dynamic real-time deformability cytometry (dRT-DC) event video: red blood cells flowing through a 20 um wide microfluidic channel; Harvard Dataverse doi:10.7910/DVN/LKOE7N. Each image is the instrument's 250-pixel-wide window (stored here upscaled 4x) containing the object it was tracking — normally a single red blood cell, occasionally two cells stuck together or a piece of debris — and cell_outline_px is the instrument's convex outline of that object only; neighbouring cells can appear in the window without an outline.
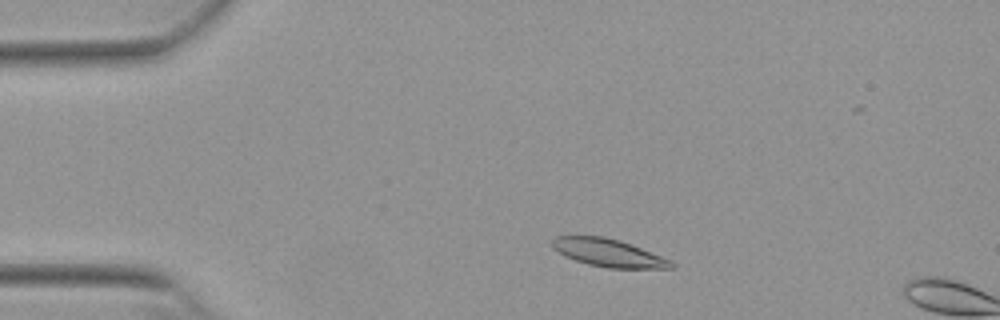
{"species": "Egyptian fruit bat (a non-hibernating species)", "species_latin": "Rousettus aegyptiacus", "temperature_condition": "warm", "stored_images_in_passage": 9, "camera_frame_rate_fps": 3000, "um_per_image_px": 0.085, "animal": {"sex": "female"}, "frame": {"image": 1, "passage_image": 6, "time_ms": 1.667, "image_size_px": [1000, 320], "cell_outline_px": [[676, 264], [672, 268], [608, 268], [588, 264], [564, 256], [552, 248], [552, 236], [604, 236], [620, 240], [672, 260]], "centroid_in_image_um": [51.7, 21.48], "position_along_channel_um": 33.3, "area_um2": 19.31}}